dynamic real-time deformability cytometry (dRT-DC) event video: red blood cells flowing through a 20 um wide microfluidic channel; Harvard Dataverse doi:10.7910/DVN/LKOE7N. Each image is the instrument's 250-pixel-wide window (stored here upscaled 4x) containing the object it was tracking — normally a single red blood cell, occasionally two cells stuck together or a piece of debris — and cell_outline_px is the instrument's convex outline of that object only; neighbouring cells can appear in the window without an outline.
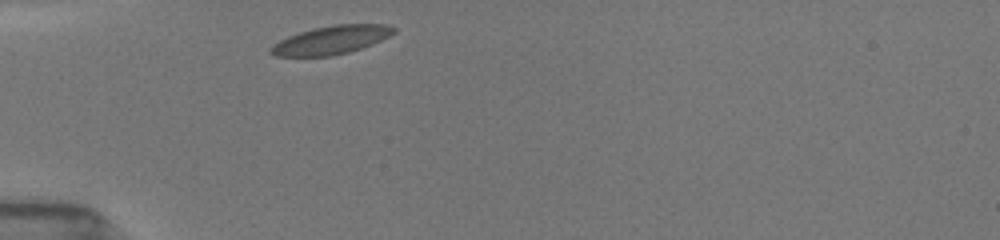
{"species": "common noctule bat (a hibernating species)", "species_latin": "Nyctalus noctula", "temperature_condition": "room temperature", "stored_images_in_passage": 30, "camera_frame_rate_fps": 3000, "um_per_image_px": 0.085, "animal": {"sex": "female", "body_mass_g": 19.5, "forearm_length_mm": 54.1}, "frame": {"image": 1, "passage_image": 1, "time_ms": 0.0, "image_size_px": [1000, 240], "cell_outline_px": [[396, 32], [372, 44], [348, 52], [332, 56], [276, 56], [268, 52], [268, 48], [272, 44], [288, 36], [312, 28], [336, 24], [388, 24], [396, 28]], "centroid_in_image_um": [28.13, 3.39], "position_along_channel_um": 56.9, "area_um2": 20.4}}
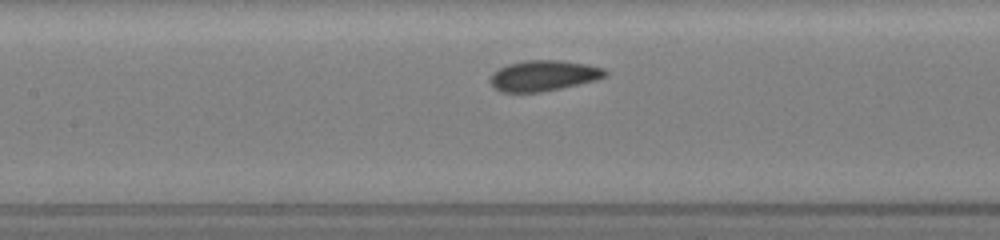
{"frame": {"image": 2, "passage_image": 10, "time_ms": 3.0, "image_size_px": [1000, 240], "cell_outline_px": [[608, 76], [596, 80], [560, 88], [540, 92], [500, 92], [488, 80], [492, 72], [508, 64], [524, 60], [560, 60], [588, 64], [604, 68], [608, 72]], "centroid_in_image_um": [46.21, 6.42], "position_along_channel_um": 161.2, "area_um2": 20.63}}
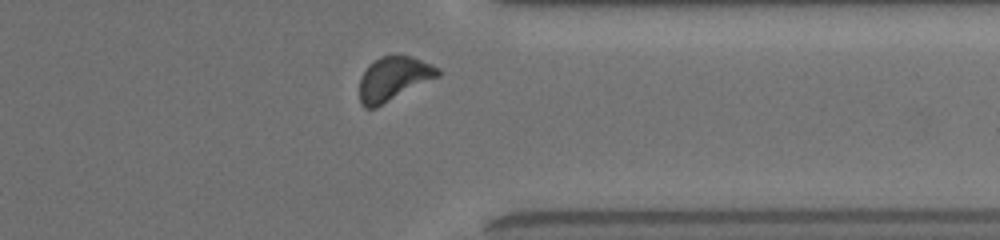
{"frame": {"image": 3, "passage_image": 27, "time_ms": 8.667, "image_size_px": [1000, 240], "cell_outline_px": [[440, 76], [376, 108], [364, 108], [360, 104], [360, 76], [368, 64], [380, 56], [412, 56], [432, 64], [440, 68]], "centroid_in_image_um": [33.45, 6.69], "position_along_channel_um": 378.0, "area_um2": 20.29}, "authors_computed_cell_mechanics": {"area_um2": 20.1433, "velocity_mm_per_s": 3.8634, "shape_relaxation_time_tau1_ms": 1.5582, "shape_relaxation_time_tau2_ms": 4.598, "deformation_change_tau1": 0.1025, "deformation_change_tau2": 0.0895}}